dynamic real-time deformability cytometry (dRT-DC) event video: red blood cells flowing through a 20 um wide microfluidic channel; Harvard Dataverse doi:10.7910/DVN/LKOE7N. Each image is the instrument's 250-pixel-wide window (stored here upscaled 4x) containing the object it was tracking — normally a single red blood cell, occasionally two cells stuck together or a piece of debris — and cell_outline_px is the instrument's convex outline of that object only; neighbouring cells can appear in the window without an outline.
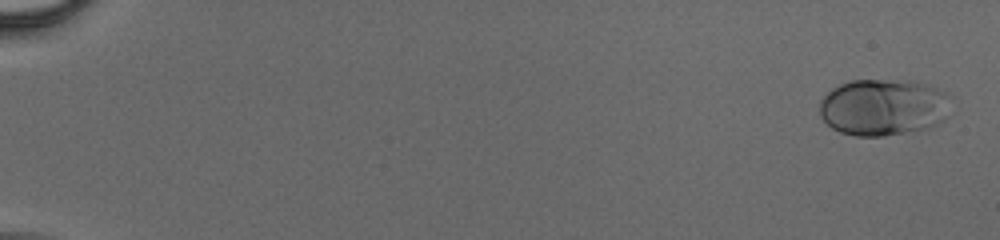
{"species": "human", "species_latin": "Homo sapiens", "temperature_condition": "cold", "stored_images_in_passage": 57, "camera_frame_rate_fps": 3000, "um_per_image_px": 0.085, "donor": {"sex": "male"}, "frame": {"image": 1, "passage_image": 2, "time_ms": 0.333, "image_size_px": [1000, 240], "cell_outline_px": [[952, 96], [948, 116], [944, 120], [936, 124], [924, 128], [884, 136], [856, 136], [840, 132], [832, 128], [820, 116], [820, 100], [832, 88], [840, 84], [852, 80], [916, 80], [928, 84], [948, 92]], "centroid_in_image_um": [75.13, 9.09], "position_along_channel_um": 9.9, "area_um2": 43.93}}
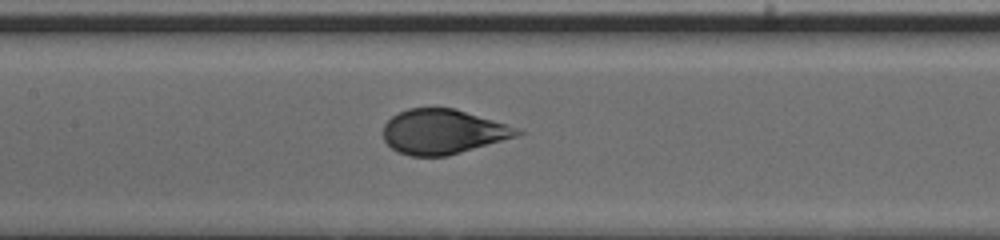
{"frame": {"image": 2, "passage_image": 30, "time_ms": 9.667, "image_size_px": [1000, 240], "cell_outline_px": [[524, 132], [516, 136], [448, 156], [412, 156], [396, 152], [384, 140], [384, 124], [392, 116], [408, 108], [456, 108], [520, 128]], "centroid_in_image_um": [37.65, 11.19], "position_along_channel_um": 169.8, "area_um2": 34.85}}
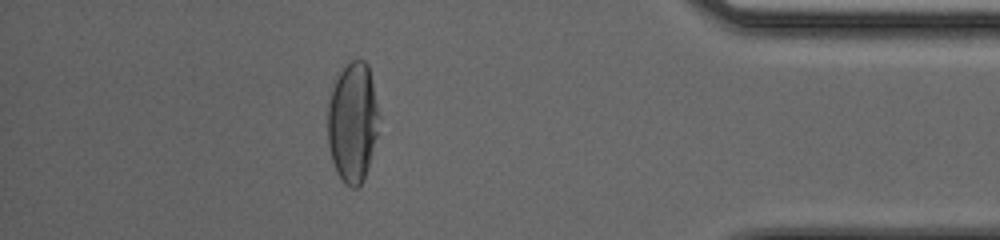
{"frame": {"image": 3, "passage_image": 51, "time_ms": 16.667, "image_size_px": [1000, 240], "cell_outline_px": [[380, 116], [376, 136], [364, 180], [356, 188], [352, 188], [344, 184], [336, 172], [332, 160], [328, 144], [328, 92], [332, 80], [336, 72], [340, 68], [352, 60], [364, 60], [368, 64]], "centroid_in_image_um": [29.94, 10.33], "position_along_channel_um": 405.3, "area_um2": 36.59}}